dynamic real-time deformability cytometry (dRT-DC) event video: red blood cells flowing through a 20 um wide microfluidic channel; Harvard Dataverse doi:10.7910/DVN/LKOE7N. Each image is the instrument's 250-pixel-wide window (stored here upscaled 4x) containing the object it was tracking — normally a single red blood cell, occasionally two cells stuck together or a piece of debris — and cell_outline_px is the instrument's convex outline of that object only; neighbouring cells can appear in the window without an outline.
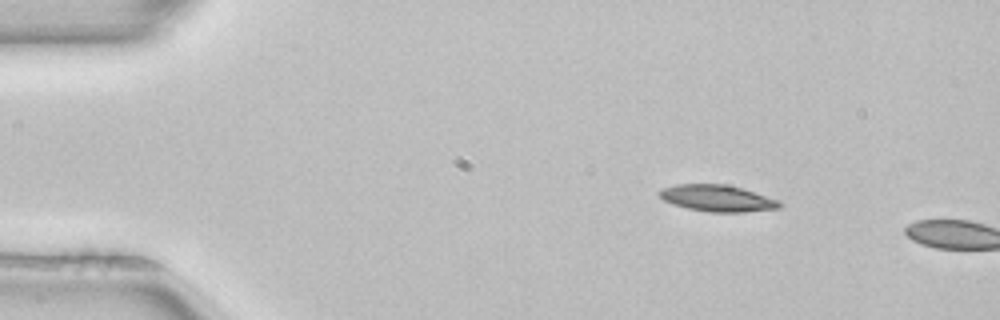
{"species": "common noctule bat (a hibernating species)", "species_latin": "Nyctalus noctula", "temperature_condition": "room temperature", "stored_images_in_passage": 3, "camera_frame_rate_fps": 3000, "um_per_image_px": 0.085, "animal": {"sex": "female", "body_mass_g": 22.7, "forearm_length_mm": 54.2}, "frame": {"image": 1, "passage_image": 1, "time_ms": 0.0, "image_size_px": [1000, 320], "cell_outline_px": [[784, 204], [780, 208], [744, 212], [708, 212], [688, 208], [672, 204], [664, 200], [656, 192], [664, 188], [676, 184], [728, 184], [780, 200]], "centroid_in_image_um": [61.0, 16.85], "position_along_channel_um": 24.0, "area_um2": 18.67}}